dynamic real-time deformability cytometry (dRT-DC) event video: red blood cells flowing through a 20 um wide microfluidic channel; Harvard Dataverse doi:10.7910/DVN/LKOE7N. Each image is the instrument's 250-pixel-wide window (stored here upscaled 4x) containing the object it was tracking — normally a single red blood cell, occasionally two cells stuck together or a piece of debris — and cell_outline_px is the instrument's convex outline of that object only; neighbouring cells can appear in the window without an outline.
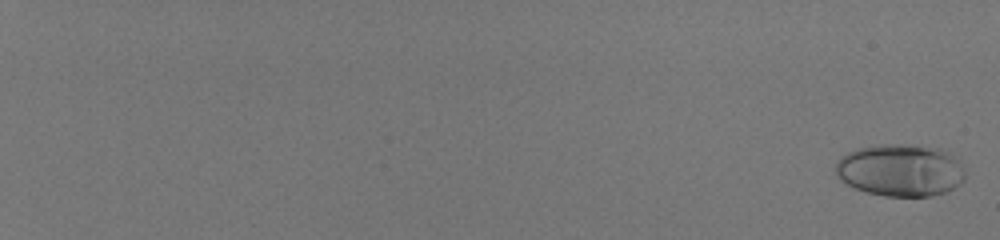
{"species": "human", "species_latin": "Homo sapiens", "temperature_condition": "room temperature", "stored_images_in_passage": 59, "camera_frame_rate_fps": 3000, "um_per_image_px": 0.085, "donor": {"sex": "male"}, "frame": {"image": 1, "passage_image": 2, "time_ms": 0.333, "image_size_px": [1000, 240], "cell_outline_px": [[964, 180], [960, 184], [944, 192], [932, 196], [884, 196], [868, 192], [856, 188], [840, 180], [836, 176], [836, 164], [840, 156], [848, 152], [860, 148], [884, 144], [900, 144], [940, 148], [948, 152], [952, 156], [964, 172]], "centroid_in_image_um": [76.5, 14.47], "position_along_channel_um": 8.5, "area_um2": 39.07}}
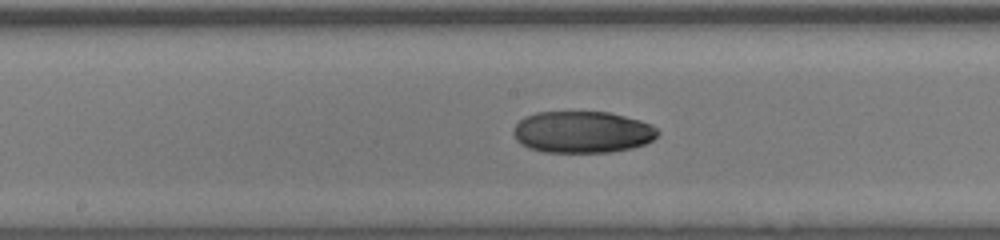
{"frame": {"image": 2, "passage_image": 38, "time_ms": 12.333, "image_size_px": [1000, 240], "cell_outline_px": [[660, 132], [652, 140], [644, 144], [632, 148], [608, 152], [544, 152], [528, 148], [520, 144], [516, 140], [512, 132], [516, 124], [524, 116], [536, 112], [608, 112], [640, 120], [652, 124]], "centroid_in_image_um": [49.48, 11.22], "position_along_channel_um": 198.7, "area_um2": 35.26}}
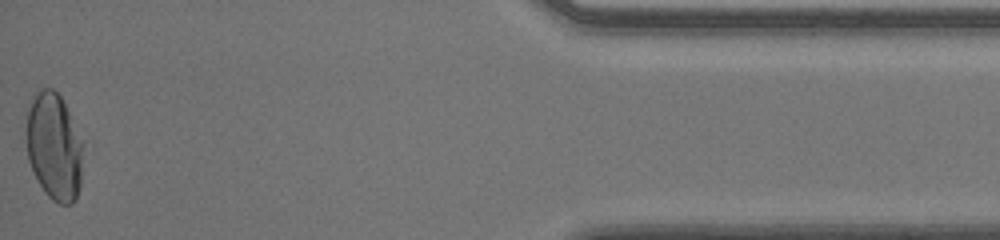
{"frame": {"image": 3, "passage_image": 59, "time_ms": 19.333, "image_size_px": [1000, 240], "cell_outline_px": [[84, 144], [80, 188], [76, 200], [72, 204], [60, 204], [52, 200], [44, 192], [28, 160], [24, 140], [24, 112], [32, 96], [40, 88], [52, 88], [60, 96], [84, 140]], "centroid_in_image_um": [4.57, 12.42], "position_along_channel_um": 430.6, "area_um2": 36.88}, "authors_computed_cell_mechanics": {"area_um2": 35.7204, "velocity_mm_per_s": 4.0757, "shape_relaxation_time_tau1_ms": 11.2731, "shape_relaxation_time_tau2_ms": 2.9417, "deformation_change_tau1": 0.3309, "deformation_change_tau2": 0.0414}}